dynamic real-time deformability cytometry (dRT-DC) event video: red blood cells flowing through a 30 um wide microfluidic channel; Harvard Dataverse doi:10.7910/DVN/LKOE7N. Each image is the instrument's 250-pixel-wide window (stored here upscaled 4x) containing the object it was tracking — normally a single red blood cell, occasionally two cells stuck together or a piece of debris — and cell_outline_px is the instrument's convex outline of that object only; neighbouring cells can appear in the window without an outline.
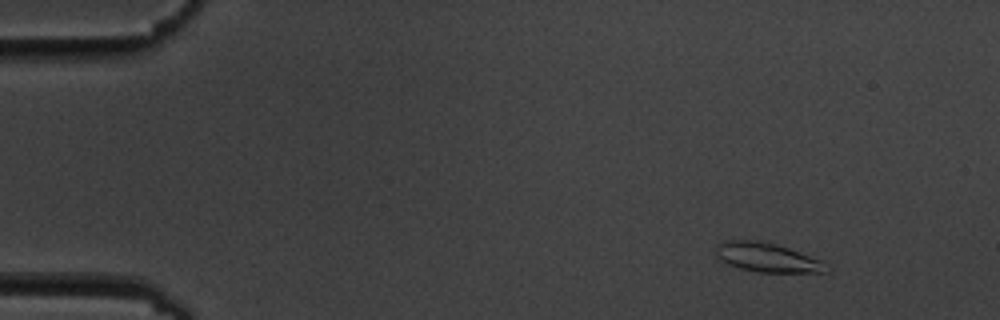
{"species": "common noctule bat (a hibernating species)", "species_latin": "Nyctalus noctula", "temperature_condition": "cold", "stored_images_in_passage": 5, "camera_frame_rate_fps": 3000, "um_per_image_px": 0.085, "animal": {"sex": "male", "body_mass_g": 19.5, "forearm_length_mm": 54.6}, "frame": {"image": 1, "passage_image": 2, "time_ms": 1.333, "image_size_px": [1000, 320], "cell_outline_px": [[832, 268], [824, 272], [756, 272], [740, 268], [728, 264], [716, 256], [716, 244], [724, 240], [756, 240], [776, 244], [788, 248], [820, 260]], "centroid_in_image_um": [65.18, 21.88], "position_along_channel_um": 19.8, "area_um2": 18.67}}
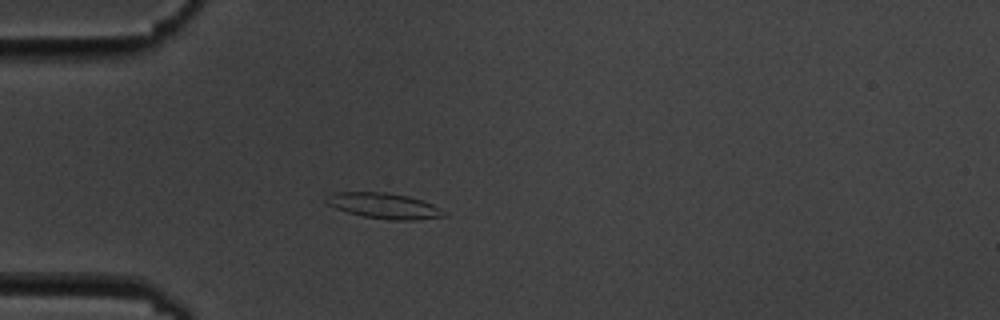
{"frame": {"image": 2, "passage_image": 5, "time_ms": 4.667, "image_size_px": [1000, 320], "cell_outline_px": [[448, 216], [412, 220], [388, 220], [364, 216], [348, 212], [324, 204], [324, 200], [328, 196], [340, 192], [388, 192], [408, 196], [432, 204]], "centroid_in_image_um": [32.61, 17.49], "position_along_channel_um": 52.4, "area_um2": 17.34}}